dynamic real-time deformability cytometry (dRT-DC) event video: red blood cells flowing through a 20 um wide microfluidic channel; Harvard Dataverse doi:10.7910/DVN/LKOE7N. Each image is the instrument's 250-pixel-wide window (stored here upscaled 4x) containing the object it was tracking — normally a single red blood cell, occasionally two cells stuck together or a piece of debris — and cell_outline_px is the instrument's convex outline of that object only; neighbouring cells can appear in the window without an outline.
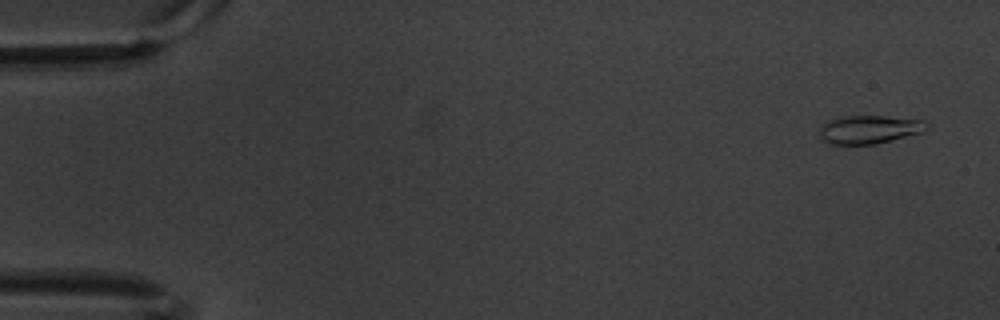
{"species": "common noctule bat (a hibernating species)", "species_latin": "Nyctalus noctula", "temperature_condition": "warm", "stored_images_in_passage": 7, "camera_frame_rate_fps": 3000, "um_per_image_px": 0.085, "animal": {"sex": "male", "body_mass_g": 20.1, "forearm_length_mm": 53.5}, "frame": {"image": 1, "passage_image": 1, "time_ms": 0.0, "image_size_px": [1000, 320], "cell_outline_px": [[928, 128], [920, 132], [892, 140], [876, 144], [832, 144], [824, 140], [820, 136], [820, 124], [828, 120], [844, 116], [884, 116], [924, 120], [928, 124]], "centroid_in_image_um": [73.86, 10.99], "position_along_channel_um": 11.1, "area_um2": 17.57}}
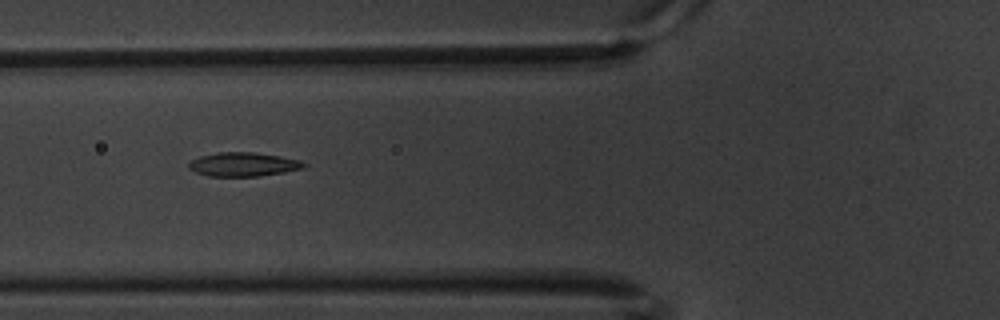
{"frame": {"image": 2, "passage_image": 6, "time_ms": 1.667, "image_size_px": [1000, 320], "cell_outline_px": [[308, 164], [304, 168], [284, 172], [260, 176], [208, 176], [196, 172], [188, 168], [188, 164], [192, 160], [200, 156], [216, 152], [256, 152], [280, 156], [300, 160]], "centroid_in_image_um": [20.7, 13.96], "position_along_channel_um": 105.1, "area_um2": 16.13}}
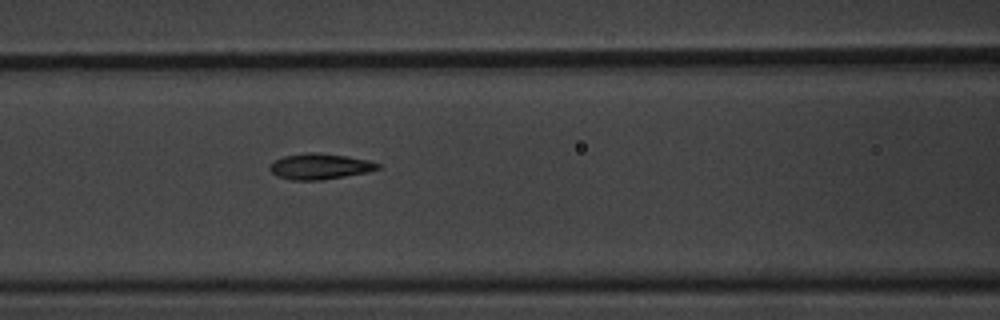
{"frame": {"image": 3, "passage_image": 7, "time_ms": 2.0, "image_size_px": [1000, 320], "cell_outline_px": [[380, 168], [368, 172], [320, 180], [292, 180], [276, 176], [268, 168], [276, 160], [284, 156], [304, 152], [320, 152], [348, 156], [368, 160], [380, 164]], "centroid_in_image_um": [27.19, 14.13], "position_along_channel_um": 139.4, "area_um2": 16.24}}